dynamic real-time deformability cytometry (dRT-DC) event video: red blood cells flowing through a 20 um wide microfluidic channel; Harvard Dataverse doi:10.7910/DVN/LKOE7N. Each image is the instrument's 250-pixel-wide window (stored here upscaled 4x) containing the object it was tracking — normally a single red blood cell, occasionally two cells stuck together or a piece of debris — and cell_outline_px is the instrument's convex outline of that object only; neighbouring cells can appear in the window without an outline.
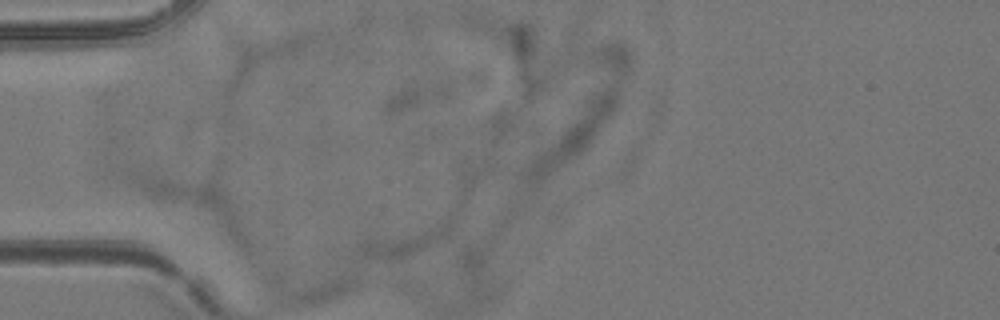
{"species": "common noctule bat (a hibernating species)", "species_latin": "Nyctalus noctula", "temperature_condition": "room temperature", "stored_images_in_passage": 2, "camera_frame_rate_fps": 3000, "um_per_image_px": 0.085, "animal": {"sex": "female", "body_mass_g": 24.6, "forearm_length_mm": 56.2}, "frame": {"image": 1, "passage_image": 1, "time_ms": 0.0, "image_size_px": [1000, 320], "cell_outline_px": [[456, 220], [448, 240], [400, 260], [356, 260], [352, 252], [360, 240], [364, 236], [456, 212]], "centroid_in_image_um": [34.45, 20.37], "position_along_channel_um": 50.6, "area_um2": 20.06}}